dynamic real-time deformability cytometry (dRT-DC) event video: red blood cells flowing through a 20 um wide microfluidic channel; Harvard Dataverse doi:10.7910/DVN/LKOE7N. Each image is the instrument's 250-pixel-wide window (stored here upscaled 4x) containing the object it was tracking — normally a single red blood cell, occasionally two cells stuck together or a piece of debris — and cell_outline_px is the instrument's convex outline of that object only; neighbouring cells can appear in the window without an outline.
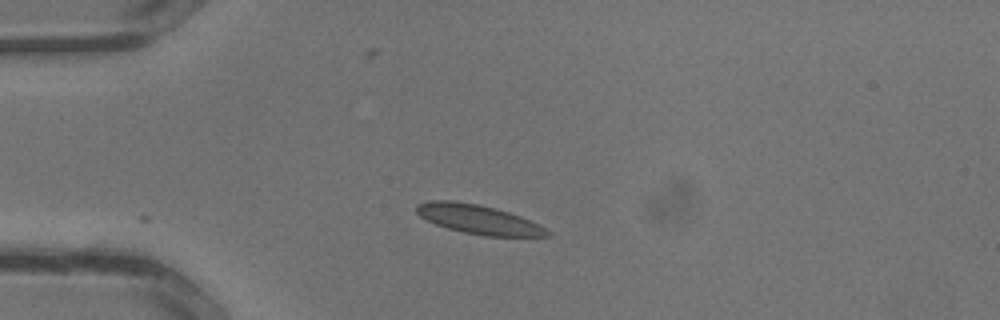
{"species": "common noctule bat (a hibernating species)", "species_latin": "Nyctalus noctula", "temperature_condition": "warm", "stored_images_in_passage": 5, "camera_frame_rate_fps": 3000, "um_per_image_px": 0.085, "animal": {"sex": "male", "body_mass_g": 13.3}, "frame": {"image": 1, "passage_image": 1, "time_ms": 0.0, "image_size_px": [1000, 320], "cell_outline_px": [[552, 236], [488, 236], [464, 232], [448, 228], [436, 224], [420, 216], [416, 212], [416, 204], [428, 200], [452, 200], [480, 204], [496, 208], [520, 216], [552, 232]], "centroid_in_image_um": [40.64, 18.63], "position_along_channel_um": 44.4, "area_um2": 22.08}}
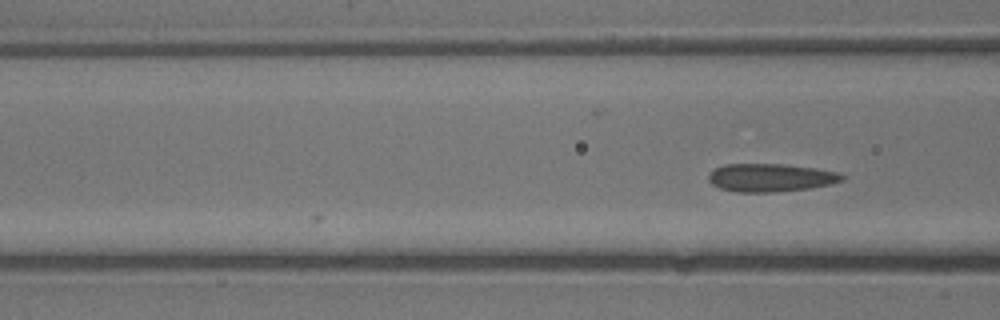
{"frame": {"image": 2, "passage_image": 5, "time_ms": 1.333, "image_size_px": [1000, 320], "cell_outline_px": [[848, 176], [844, 180], [832, 184], [808, 188], [772, 192], [736, 192], [720, 188], [712, 184], [708, 180], [708, 176], [716, 168], [724, 164], [780, 164], [816, 168], [840, 172]], "centroid_in_image_um": [65.55, 15.1], "position_along_channel_um": 101.0, "area_um2": 21.91}}